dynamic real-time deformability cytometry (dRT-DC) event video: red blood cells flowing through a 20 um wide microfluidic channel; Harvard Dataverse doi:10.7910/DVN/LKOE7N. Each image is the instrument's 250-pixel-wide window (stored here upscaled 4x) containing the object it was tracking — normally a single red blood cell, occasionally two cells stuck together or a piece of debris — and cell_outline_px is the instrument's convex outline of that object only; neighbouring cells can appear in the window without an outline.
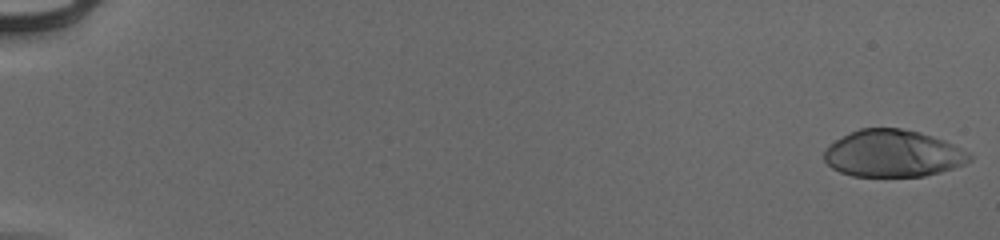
{"species": "human", "species_latin": "Homo sapiens", "temperature_condition": "cold", "stored_images_in_passage": 54, "camera_frame_rate_fps": 3000, "um_per_image_px": 0.085, "donor": {"sex": "male"}, "frame": {"image": 1, "passage_image": 1, "time_ms": 0.0, "image_size_px": [1000, 240], "cell_outline_px": [[972, 160], [964, 164], [940, 172], [924, 176], [852, 176], [840, 172], [832, 168], [824, 160], [824, 152], [836, 140], [860, 128], [900, 128], [920, 132], [944, 140], [968, 152], [972, 156]], "centroid_in_image_um": [75.91, 13.05], "position_along_channel_um": 9.1, "area_um2": 39.54}}
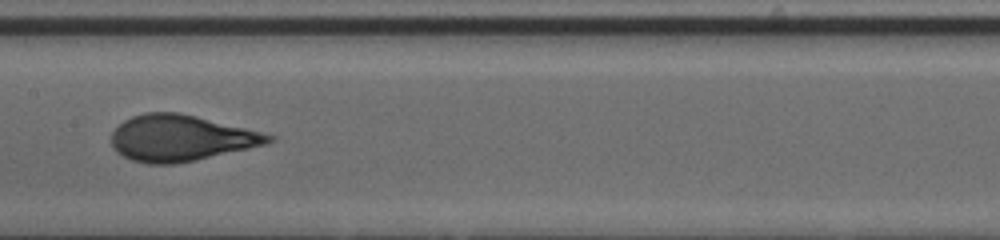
{"frame": {"image": 2, "passage_image": 30, "time_ms": 9.667, "image_size_px": [1000, 240], "cell_outline_px": [[276, 140], [268, 144], [196, 160], [172, 164], [148, 164], [132, 160], [116, 152], [112, 144], [112, 132], [124, 120], [132, 116], [144, 112], [180, 112], [276, 136]], "centroid_in_image_um": [15.36, 11.74], "position_along_channel_um": 192.0, "area_um2": 42.08}}
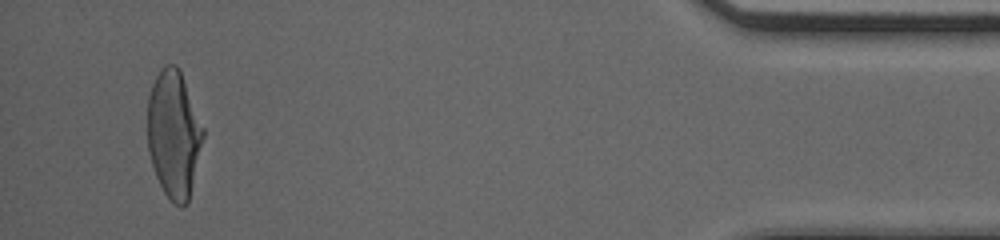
{"frame": {"image": 3, "passage_image": 52, "time_ms": 17.0, "image_size_px": [1000, 240], "cell_outline_px": [[204, 136], [188, 204], [180, 208], [164, 192], [156, 176], [148, 152], [148, 96], [152, 84], [156, 76], [168, 64], [176, 64], [180, 68], [204, 128]], "centroid_in_image_um": [14.78, 11.4], "position_along_channel_um": 420.4, "area_um2": 41.21}, "authors_computed_cell_mechanics": {"area_um2": 41.2403, "velocity_mm_per_s": 3.9578, "shape_relaxation_time_tau1_ms": 3.2425, "shape_relaxation_time_tau2_ms": null, "deformation_change_tau1": 0.1998, "deformation_change_tau2": null}}